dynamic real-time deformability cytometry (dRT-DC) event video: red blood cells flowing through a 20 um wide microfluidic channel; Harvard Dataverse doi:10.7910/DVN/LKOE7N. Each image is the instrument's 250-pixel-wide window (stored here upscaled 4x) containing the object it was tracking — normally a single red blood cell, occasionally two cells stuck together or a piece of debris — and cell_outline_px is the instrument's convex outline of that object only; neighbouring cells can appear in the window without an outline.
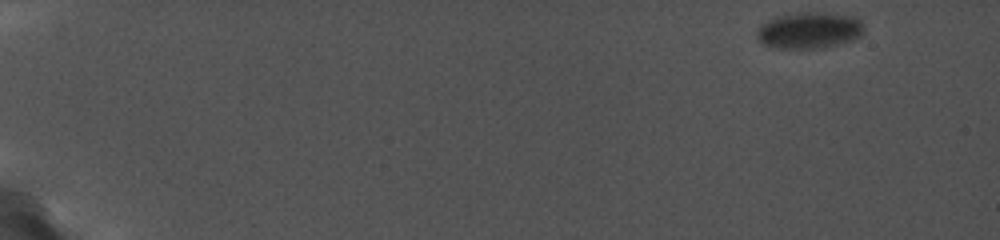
{"species": "common noctule bat (a hibernating species)", "species_latin": "Nyctalus noctula", "temperature_condition": "cold", "stored_images_in_passage": 21, "camera_frame_rate_fps": 5000, "um_per_image_px": 0.085, "animal": {"sex": "female", "body_mass_g": 19.0, "forearm_length_mm": 56.7}, "frame": {"image": 1, "passage_image": 1, "time_ms": 0.0, "image_size_px": [1000, 240], "cell_outline_px": [[864, 32], [860, 36], [852, 40], [824, 48], [780, 48], [764, 44], [756, 36], [756, 28], [760, 24], [776, 16], [800, 12], [820, 12], [852, 16], [860, 20], [864, 28]], "centroid_in_image_um": [68.78, 2.57], "position_along_channel_um": 16.2, "area_um2": 22.77}}